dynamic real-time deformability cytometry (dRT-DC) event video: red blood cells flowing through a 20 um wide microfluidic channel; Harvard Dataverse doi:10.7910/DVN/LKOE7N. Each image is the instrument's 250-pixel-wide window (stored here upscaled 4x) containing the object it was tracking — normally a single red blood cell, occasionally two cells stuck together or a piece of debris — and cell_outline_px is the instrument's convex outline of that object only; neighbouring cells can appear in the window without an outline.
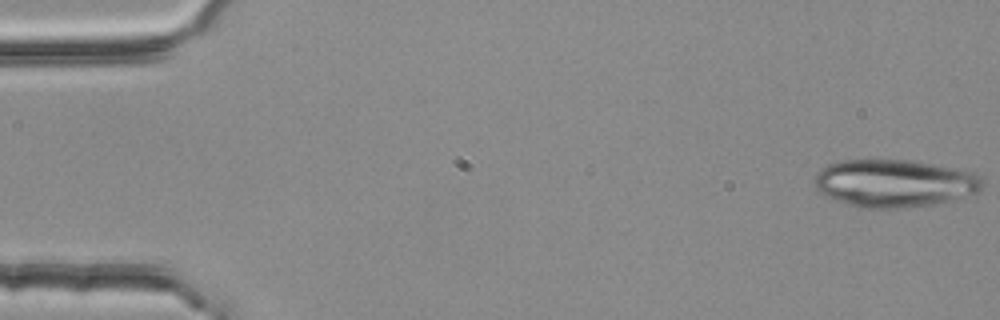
{"species": "common noctule bat (a hibernating species)", "species_latin": "Nyctalus noctula", "temperature_condition": "room temperature", "stored_images_in_passage": 53, "camera_frame_rate_fps": 3000, "um_per_image_px": 0.085, "animal": {"sex": "female", "body_mass_g": 25.1}, "frame": {"image": 1, "passage_image": 1, "time_ms": 0.0, "image_size_px": [1000, 320], "cell_outline_px": [[984, 188], [980, 192], [932, 204], [900, 208], [860, 208], [824, 196], [816, 188], [812, 180], [820, 168], [828, 164], [840, 160], [904, 160], [956, 168], [972, 172], [980, 176], [984, 180]], "centroid_in_image_um": [75.99, 15.57], "position_along_channel_um": 9.0, "area_um2": 46.7}}
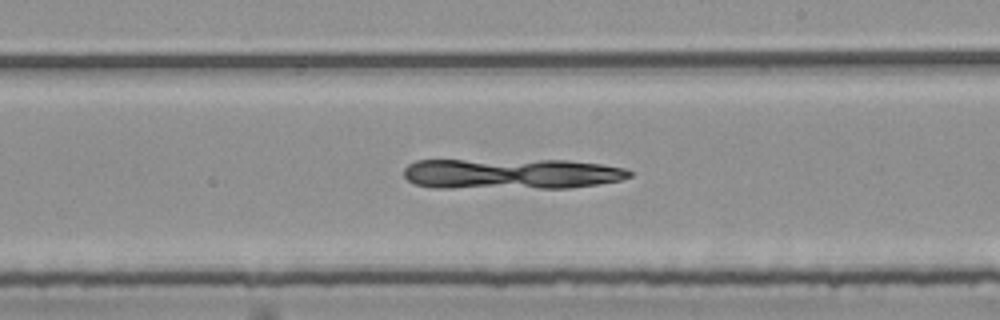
{"frame": {"image": 2, "passage_image": 31, "time_ms": 10.0, "image_size_px": [1000, 320], "cell_outline_px": [[632, 176], [620, 180], [596, 184], [568, 188], [432, 188], [416, 184], [408, 180], [404, 176], [404, 168], [408, 164], [416, 160], [568, 160], [600, 164], [624, 168], [632, 172]], "centroid_in_image_um": [43.42, 14.77], "position_along_channel_um": 245.6, "area_um2": 40.58}}
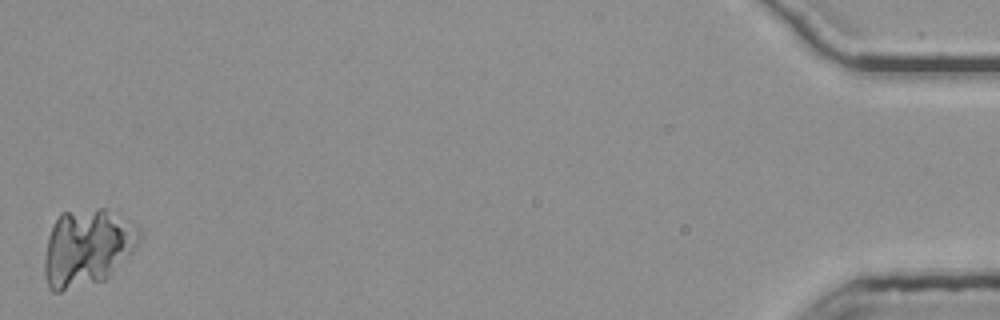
{"frame": {"image": 3, "passage_image": 53, "time_ms": 17.333, "image_size_px": [1000, 320], "cell_outline_px": [[140, 236], [136, 244], [112, 272], [104, 280], [60, 292], [52, 292], [48, 288], [44, 276], [44, 256], [48, 236], [60, 212], [96, 208], [104, 208], [132, 220], [136, 224], [140, 232]], "centroid_in_image_um": [7.37, 21.02], "position_along_channel_um": 427.8, "area_um2": 42.48}}